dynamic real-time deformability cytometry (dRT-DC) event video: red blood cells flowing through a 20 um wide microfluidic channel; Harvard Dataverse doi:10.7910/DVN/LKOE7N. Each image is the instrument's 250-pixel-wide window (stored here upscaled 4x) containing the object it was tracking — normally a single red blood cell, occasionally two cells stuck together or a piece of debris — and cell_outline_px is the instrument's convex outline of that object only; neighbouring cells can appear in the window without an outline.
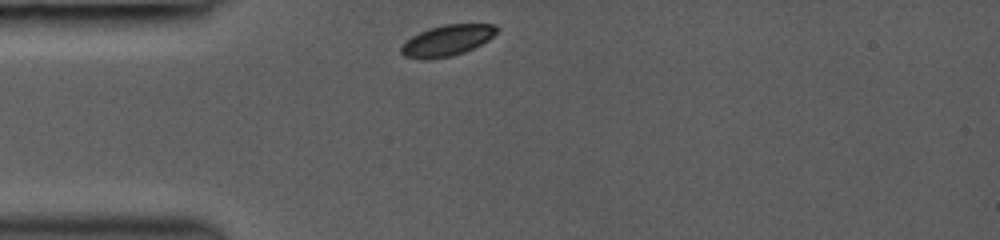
{"species": "common noctule bat (a hibernating species)", "species_latin": "Nyctalus noctula", "temperature_condition": "room temperature", "stored_images_in_passage": 29, "camera_frame_rate_fps": 3000, "um_per_image_px": 0.085, "animal": {"sex": "female", "body_mass_g": 19.0, "forearm_length_mm": 53.3}, "frame": {"image": 1, "passage_image": 1, "time_ms": 0.0, "image_size_px": [1000, 240], "cell_outline_px": [[500, 28], [488, 40], [464, 52], [452, 56], [428, 60], [420, 60], [404, 56], [400, 52], [400, 48], [412, 36], [428, 28], [444, 24], [496, 24]], "centroid_in_image_um": [37.99, 3.45], "position_along_channel_um": 47.0, "area_um2": 17.28}}
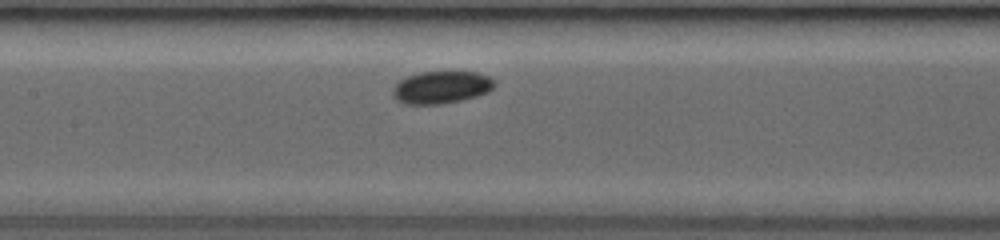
{"frame": {"image": 2, "passage_image": 11, "time_ms": 3.333, "image_size_px": [1000, 240], "cell_outline_px": [[496, 84], [488, 92], [476, 96], [460, 100], [440, 104], [404, 104], [396, 100], [392, 96], [392, 88], [400, 80], [408, 76], [420, 72], [476, 72], [488, 76], [496, 80]], "centroid_in_image_um": [37.5, 7.42], "position_along_channel_um": 169.9, "area_um2": 19.25}}
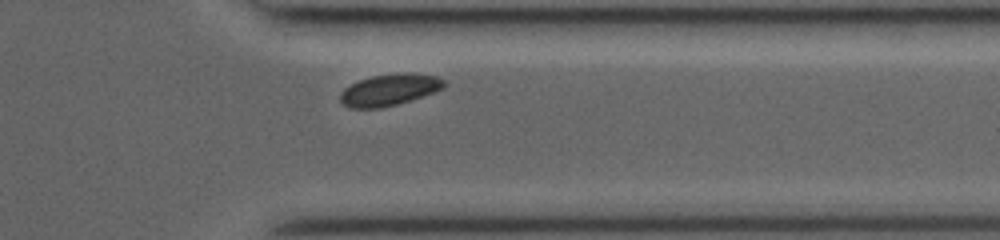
{"frame": {"image": 3, "passage_image": 26, "time_ms": 8.333, "image_size_px": [1000, 240], "cell_outline_px": [[448, 84], [444, 88], [396, 104], [380, 108], [348, 108], [340, 100], [340, 92], [344, 88], [360, 80], [372, 76], [408, 72], [436, 76], [444, 80]], "centroid_in_image_um": [33.09, 7.63], "position_along_channel_um": 378.3, "area_um2": 18.84}, "authors_computed_cell_mechanics": {"area_um2": 19.2474, "velocity_mm_per_s": 4.139, "shape_relaxation_time_tau1_ms": 1.6408, "shape_relaxation_time_tau2_ms": null, "deformation_change_tau1": 0.059, "deformation_change_tau2": null}}